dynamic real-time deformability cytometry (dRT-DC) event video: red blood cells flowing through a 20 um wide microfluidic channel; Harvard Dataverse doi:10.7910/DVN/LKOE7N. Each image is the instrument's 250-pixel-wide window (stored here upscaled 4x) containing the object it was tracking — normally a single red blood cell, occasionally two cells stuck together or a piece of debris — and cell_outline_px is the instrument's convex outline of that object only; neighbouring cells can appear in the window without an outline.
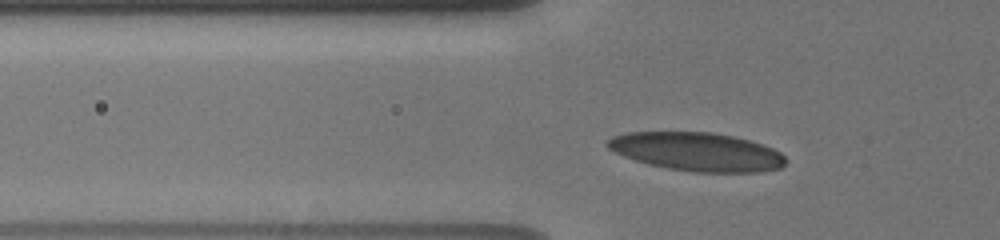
{"species": "human", "species_latin": "Homo sapiens", "temperature_condition": "cold", "stored_images_in_passage": 19, "camera_frame_rate_fps": 3000, "um_per_image_px": 0.085, "donor": {"sex": "male"}, "frame": {"image": 1, "passage_image": 13, "time_ms": 2.667, "image_size_px": [1000, 240], "cell_outline_px": [[784, 164], [780, 168], [764, 172], [692, 172], [668, 168], [648, 164], [624, 156], [608, 148], [604, 144], [612, 136], [628, 132], [712, 132], [732, 136], [764, 144], [780, 152], [784, 156]], "centroid_in_image_um": [59.24, 12.9], "position_along_channel_um": 66.6, "area_um2": 39.94}}
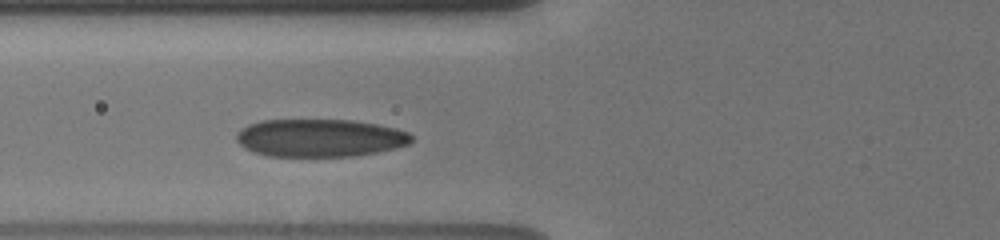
{"frame": {"image": 2, "passage_image": 18, "time_ms": 3.667, "image_size_px": [1000, 240], "cell_outline_px": [[412, 140], [408, 144], [396, 148], [356, 156], [268, 156], [252, 152], [244, 148], [236, 140], [236, 132], [240, 128], [248, 124], [260, 120], [352, 120], [376, 124], [396, 128], [408, 132], [412, 136]], "centroid_in_image_um": [27.15, 11.72], "position_along_channel_um": 98.6, "area_um2": 38.78}}